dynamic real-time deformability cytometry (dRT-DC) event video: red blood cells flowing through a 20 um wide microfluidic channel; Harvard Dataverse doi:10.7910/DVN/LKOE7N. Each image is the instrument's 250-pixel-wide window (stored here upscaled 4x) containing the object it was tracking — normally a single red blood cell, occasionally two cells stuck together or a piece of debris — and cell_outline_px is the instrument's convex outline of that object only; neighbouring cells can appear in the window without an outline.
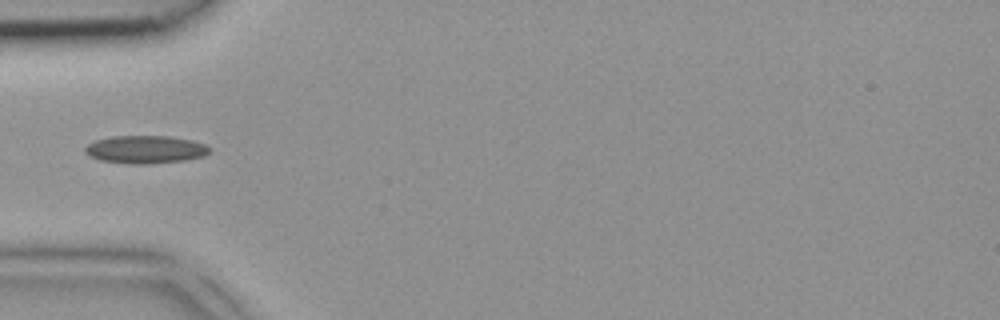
{"species": "common noctule bat (a hibernating species)", "species_latin": "Nyctalus noctula", "temperature_condition": "room temperature", "stored_images_in_passage": 3, "camera_frame_rate_fps": 3000, "um_per_image_px": 0.085, "animal": {"sex": "female", "body_mass_g": 18.4}, "frame": {"image": 1, "passage_image": 3, "time_ms": 0.667, "image_size_px": [1000, 320], "cell_outline_px": [[212, 148], [204, 156], [184, 160], [148, 164], [132, 164], [100, 160], [84, 152], [84, 148], [88, 144], [96, 140], [112, 136], [168, 136], [192, 140], [204, 144]], "centroid_in_image_um": [12.37, 12.7], "position_along_channel_um": 72.6, "area_um2": 20.11}}